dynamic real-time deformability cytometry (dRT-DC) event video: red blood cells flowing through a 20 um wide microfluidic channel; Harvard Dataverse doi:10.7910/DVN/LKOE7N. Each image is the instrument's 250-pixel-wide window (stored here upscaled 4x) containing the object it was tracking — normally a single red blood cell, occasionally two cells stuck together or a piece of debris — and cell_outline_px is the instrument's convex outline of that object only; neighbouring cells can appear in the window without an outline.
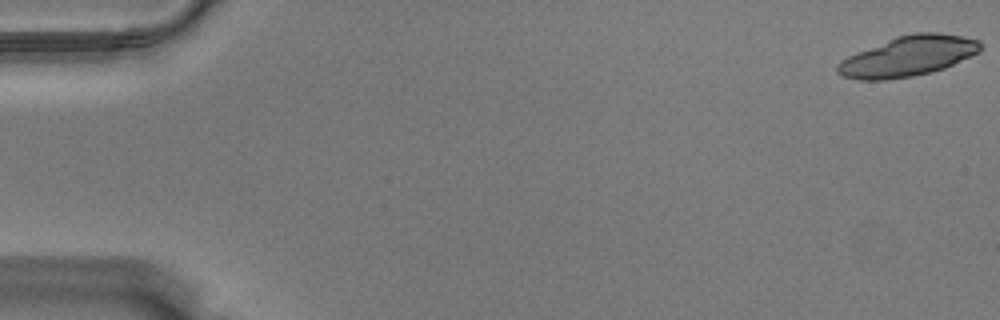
{"species": "Egyptian fruit bat (a non-hibernating species)", "species_latin": "Rousettus aegyptiacus", "temperature_condition": "warm", "stored_images_in_passage": 21, "camera_frame_rate_fps": 3000, "um_per_image_px": 0.085, "animal": {"sex": "male"}, "frame": {"image": 1, "passage_image": 1, "time_ms": 0.0, "image_size_px": [1000, 320], "cell_outline_px": [[980, 52], [944, 68], [932, 72], [912, 76], [884, 80], [860, 80], [844, 76], [836, 72], [836, 64], [840, 60], [856, 52], [896, 36], [912, 32], [936, 32], [964, 36], [980, 40]], "centroid_in_image_um": [77.18, 4.77], "position_along_channel_um": 7.8, "area_um2": 33.58}}